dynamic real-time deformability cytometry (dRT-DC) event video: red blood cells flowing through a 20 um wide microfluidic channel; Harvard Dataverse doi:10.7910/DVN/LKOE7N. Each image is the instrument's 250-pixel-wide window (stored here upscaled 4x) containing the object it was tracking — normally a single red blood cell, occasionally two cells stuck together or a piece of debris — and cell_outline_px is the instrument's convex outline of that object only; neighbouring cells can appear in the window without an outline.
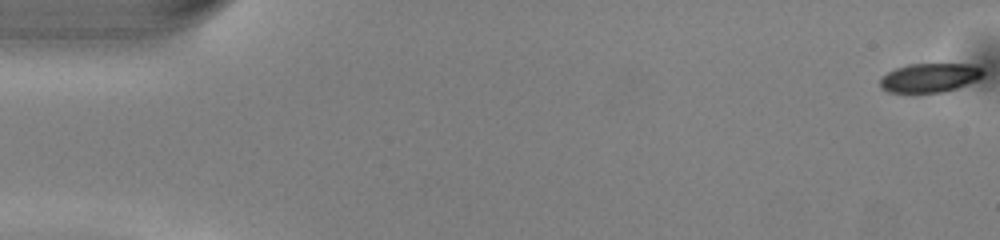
{"species": "common noctule bat (a hibernating species)", "species_latin": "Nyctalus noctula", "temperature_condition": "warm", "stored_images_in_passage": 51, "camera_frame_rate_fps": 3000, "um_per_image_px": 0.085, "animal": {"sex": "male", "body_mass_g": 13.0, "forearm_length_mm": 53.1}, "frame": {"image": 1, "passage_image": 1, "time_ms": 0.0, "image_size_px": [1000, 240], "cell_outline_px": [[984, 76], [980, 80], [944, 92], [888, 92], [880, 88], [880, 80], [888, 72], [896, 68], [908, 64], [972, 64], [980, 68], [984, 72]], "centroid_in_image_um": [79.07, 6.6], "position_along_channel_um": 5.9, "area_um2": 17.46}}
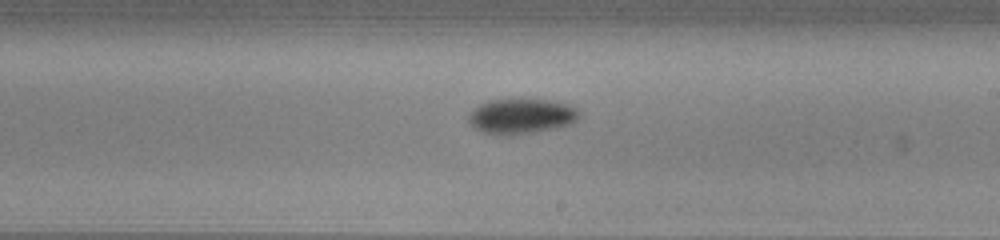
{"frame": {"image": 2, "passage_image": 30, "time_ms": 9.667, "image_size_px": [1000, 240], "cell_outline_px": [[580, 116], [576, 120], [568, 124], [532, 132], [512, 136], [484, 132], [476, 128], [468, 120], [468, 116], [480, 104], [488, 100], [548, 100], [568, 104], [576, 108], [580, 112]], "centroid_in_image_um": [44.32, 9.87], "position_along_channel_um": 244.7, "area_um2": 22.08}}
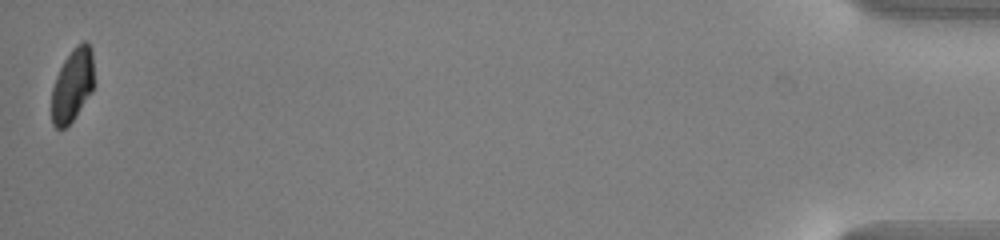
{"frame": {"image": 3, "passage_image": 51, "time_ms": 16.667, "image_size_px": [1000, 240], "cell_outline_px": [[96, 84], [92, 92], [72, 120], [64, 128], [56, 128], [52, 124], [52, 88], [56, 76], [64, 60], [72, 48], [76, 44], [84, 40], [92, 48]], "centroid_in_image_um": [6.2, 7.18], "position_along_channel_um": 429.0, "area_um2": 18.44}, "authors_computed_cell_mechanics": {"area_um2": 20.23, "velocity_mm_per_s": 4.0528, "shape_relaxation_time_tau1_ms": 1.6153, "shape_relaxation_time_tau2_ms": null, "deformation_change_tau1": 0.1095, "deformation_change_tau2": null}}